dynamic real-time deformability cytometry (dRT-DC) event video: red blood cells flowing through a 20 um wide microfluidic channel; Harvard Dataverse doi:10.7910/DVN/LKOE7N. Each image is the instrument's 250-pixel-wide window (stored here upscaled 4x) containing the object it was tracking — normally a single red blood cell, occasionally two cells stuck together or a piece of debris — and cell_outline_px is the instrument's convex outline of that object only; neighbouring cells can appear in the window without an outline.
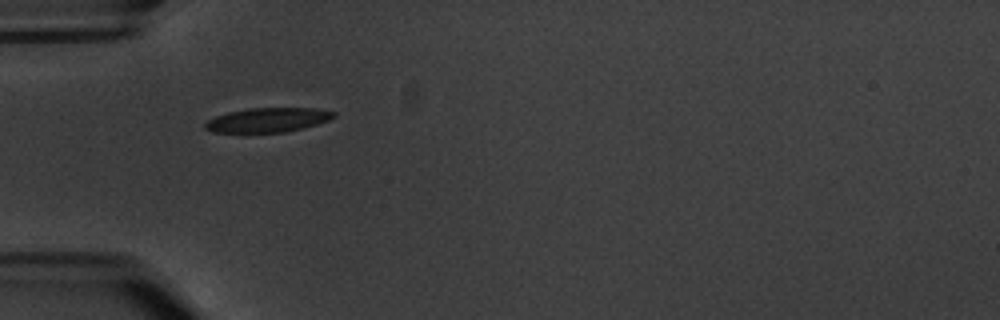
{"species": "common noctule bat (a hibernating species)", "species_latin": "Nyctalus noctula", "temperature_condition": "warm", "stored_images_in_passage": 3, "camera_frame_rate_fps": 3000, "um_per_image_px": 0.085, "animal": {"sex": "male", "body_mass_g": 20.1, "forearm_length_mm": 53.5}, "frame": {"image": 1, "passage_image": 1, "time_ms": 0.0, "image_size_px": [1000, 320], "cell_outline_px": [[336, 116], [328, 120], [304, 128], [284, 132], [212, 132], [204, 128], [204, 124], [208, 120], [216, 116], [228, 112], [248, 108], [316, 108], [336, 112]], "centroid_in_image_um": [22.77, 10.19], "position_along_channel_um": 62.2, "area_um2": 18.21}}